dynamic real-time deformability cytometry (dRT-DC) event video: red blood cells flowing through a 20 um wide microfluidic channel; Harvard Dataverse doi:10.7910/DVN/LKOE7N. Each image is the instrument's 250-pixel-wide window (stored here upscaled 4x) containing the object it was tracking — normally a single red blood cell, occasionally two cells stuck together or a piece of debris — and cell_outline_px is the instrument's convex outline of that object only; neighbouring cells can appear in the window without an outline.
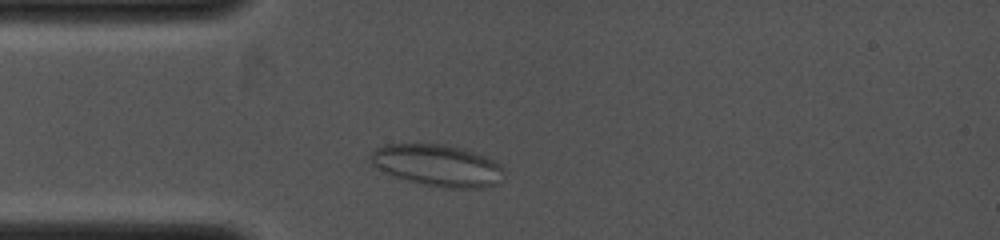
{"species": "common noctule bat (a hibernating species)", "species_latin": "Nyctalus noctula", "temperature_condition": "cold", "stored_images_in_passage": 10, "camera_frame_rate_fps": 4000, "um_per_image_px": 0.085, "animal": {"sex": "female", "body_mass_g": 19.0, "forearm_length_mm": 53.3}, "frame": {"image": 1, "passage_image": 3, "time_ms": 1.0, "image_size_px": [1000, 240], "cell_outline_px": [[504, 176], [496, 184], [484, 188], [444, 188], [424, 184], [408, 180], [384, 172], [372, 164], [368, 160], [368, 156], [376, 148], [384, 144], [444, 144], [476, 152], [500, 164], [504, 168]], "centroid_in_image_um": [37.19, 14.06], "position_along_channel_um": 47.8, "area_um2": 32.48}}
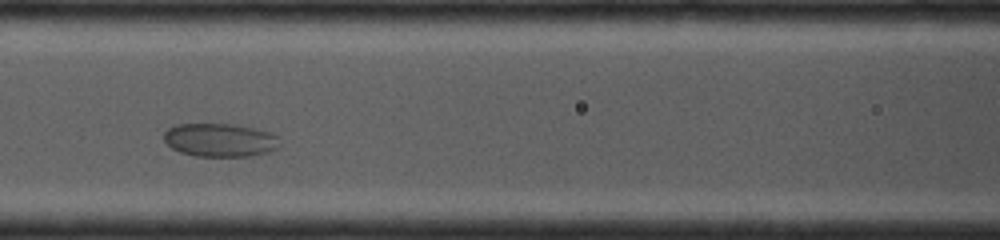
{"frame": {"image": 2, "passage_image": 7, "time_ms": 3.25, "image_size_px": [1000, 240], "cell_outline_px": [[280, 148], [268, 152], [248, 156], [196, 156], [180, 152], [172, 148], [164, 140], [164, 132], [168, 128], [176, 124], [240, 124], [272, 132], [280, 136]], "centroid_in_image_um": [18.76, 11.89], "position_along_channel_um": 147.8, "area_um2": 22.95}}
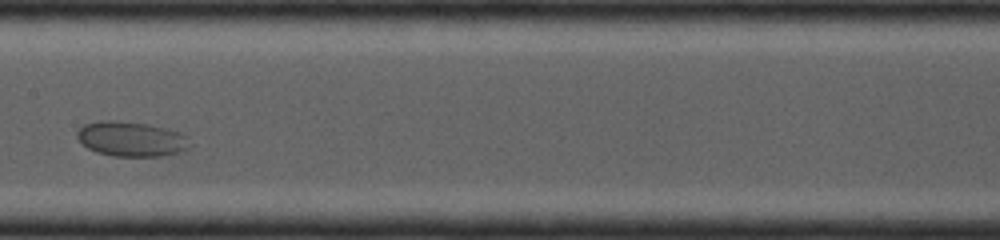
{"frame": {"image": 3, "passage_image": 9, "time_ms": 4.25, "image_size_px": [1000, 240], "cell_outline_px": [[192, 144], [188, 148], [180, 152], [160, 156], [112, 156], [96, 152], [88, 148], [76, 136], [76, 132], [84, 124], [100, 120], [116, 120], [148, 124], [184, 132], [188, 136]], "centroid_in_image_um": [11.2, 11.8], "position_along_channel_um": 196.2, "area_um2": 23.24}}